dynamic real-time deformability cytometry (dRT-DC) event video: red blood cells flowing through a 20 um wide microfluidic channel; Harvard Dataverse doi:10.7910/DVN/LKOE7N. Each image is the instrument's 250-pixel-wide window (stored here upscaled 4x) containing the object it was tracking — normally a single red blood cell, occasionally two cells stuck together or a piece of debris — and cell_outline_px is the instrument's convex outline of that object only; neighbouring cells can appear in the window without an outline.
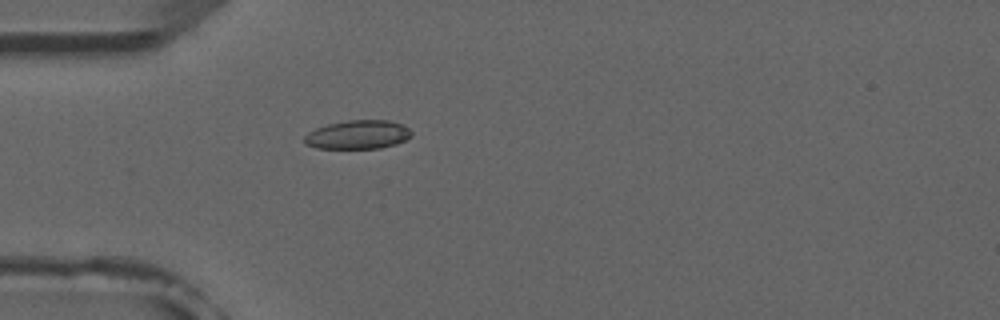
{"species": "common noctule bat (a hibernating species)", "species_latin": "Nyctalus noctula", "temperature_condition": "room temperature", "stored_images_in_passage": 2, "camera_frame_rate_fps": 3000, "um_per_image_px": 0.085, "animal": {"sex": "male", "forearm_length_mm": 52.5}, "frame": {"image": 1, "passage_image": 2, "time_ms": 1.0, "image_size_px": [1000, 320], "cell_outline_px": [[412, 136], [396, 144], [380, 148], [316, 148], [304, 144], [304, 136], [308, 132], [316, 128], [328, 124], [348, 120], [388, 120], [404, 124], [412, 132]], "centroid_in_image_um": [30.42, 11.44], "position_along_channel_um": 54.6, "area_um2": 18.03}}